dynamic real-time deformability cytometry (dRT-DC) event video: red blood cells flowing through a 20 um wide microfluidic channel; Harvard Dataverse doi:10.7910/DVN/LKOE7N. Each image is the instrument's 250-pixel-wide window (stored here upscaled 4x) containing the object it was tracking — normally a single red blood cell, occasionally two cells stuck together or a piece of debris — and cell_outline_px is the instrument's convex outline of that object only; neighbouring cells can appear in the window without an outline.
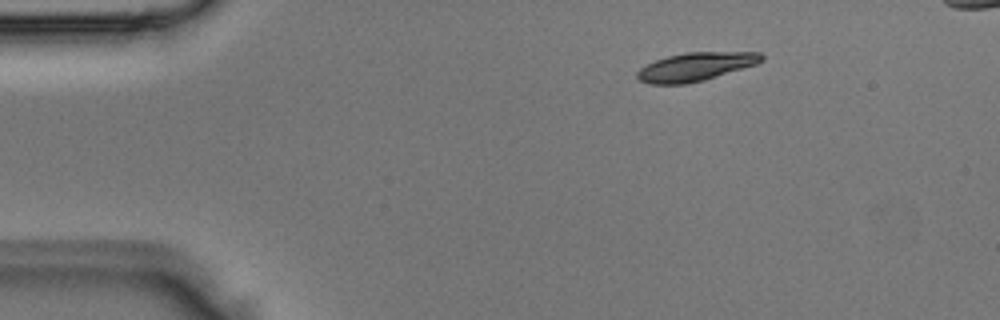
{"species": "Egyptian fruit bat (a non-hibernating species)", "species_latin": "Rousettus aegyptiacus", "temperature_condition": "room temperature", "stored_images_in_passage": 3, "camera_frame_rate_fps": 3000, "um_per_image_px": 0.085, "animal": {"sex": "male"}, "frame": {"image": 1, "passage_image": 1, "time_ms": 0.0, "image_size_px": [1000, 320], "cell_outline_px": [[764, 60], [756, 64], [704, 80], [684, 84], [648, 84], [640, 80], [636, 76], [636, 72], [640, 68], [656, 60], [668, 56], [684, 52], [760, 52], [764, 56]], "centroid_in_image_um": [59.12, 5.67], "position_along_channel_um": 25.9, "area_um2": 20.52}}